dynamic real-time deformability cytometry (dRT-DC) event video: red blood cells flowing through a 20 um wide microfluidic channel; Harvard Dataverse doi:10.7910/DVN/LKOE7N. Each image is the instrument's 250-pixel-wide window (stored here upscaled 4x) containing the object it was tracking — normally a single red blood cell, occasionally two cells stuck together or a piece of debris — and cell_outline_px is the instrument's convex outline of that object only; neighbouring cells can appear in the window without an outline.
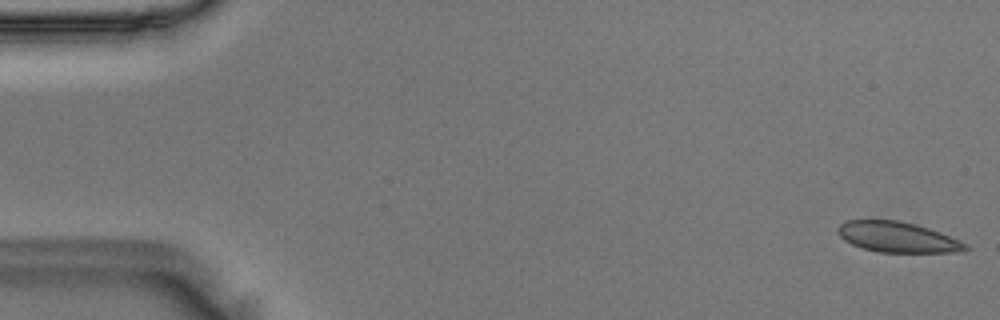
{"species": "Egyptian fruit bat (a non-hibernating species)", "species_latin": "Rousettus aegyptiacus", "temperature_condition": "room temperature", "stored_images_in_passage": 11, "camera_frame_rate_fps": 3000, "um_per_image_px": 0.085, "animal": {"sex": "male"}, "frame": {"image": 1, "passage_image": 1, "time_ms": 0.0, "image_size_px": [1000, 320], "cell_outline_px": [[972, 248], [952, 252], [880, 252], [864, 248], [852, 244], [844, 240], [836, 232], [836, 228], [844, 220], [900, 220], [916, 224], [940, 232], [968, 244]], "centroid_in_image_um": [76.26, 20.14], "position_along_channel_um": 8.7, "area_um2": 22.66}}